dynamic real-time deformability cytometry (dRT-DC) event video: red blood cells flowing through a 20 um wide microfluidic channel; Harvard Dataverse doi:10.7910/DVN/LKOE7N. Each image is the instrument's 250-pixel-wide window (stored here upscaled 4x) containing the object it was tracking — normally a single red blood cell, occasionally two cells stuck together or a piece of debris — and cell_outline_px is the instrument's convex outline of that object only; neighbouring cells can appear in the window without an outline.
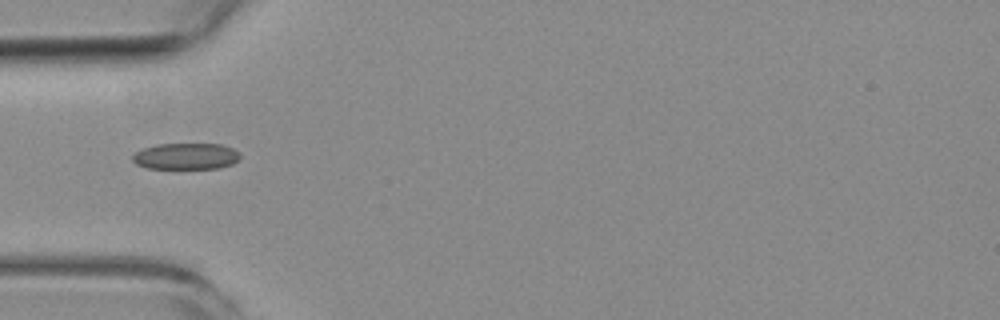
{"species": "common noctule bat (a hibernating species)", "species_latin": "Nyctalus noctula", "temperature_condition": "room temperature", "stored_images_in_passage": 3, "camera_frame_rate_fps": 3000, "um_per_image_px": 0.085, "animal": {"sex": "female", "body_mass_g": 19.3, "forearm_length_mm": 54.1}, "frame": {"image": 1, "passage_image": 1, "time_ms": 0.0, "image_size_px": [1000, 320], "cell_outline_px": [[240, 160], [232, 164], [220, 168], [148, 168], [136, 164], [132, 160], [132, 156], [136, 152], [144, 148], [156, 144], [220, 144], [232, 148], [240, 152]], "centroid_in_image_um": [15.84, 13.28], "position_along_channel_um": 69.2, "area_um2": 16.53}}
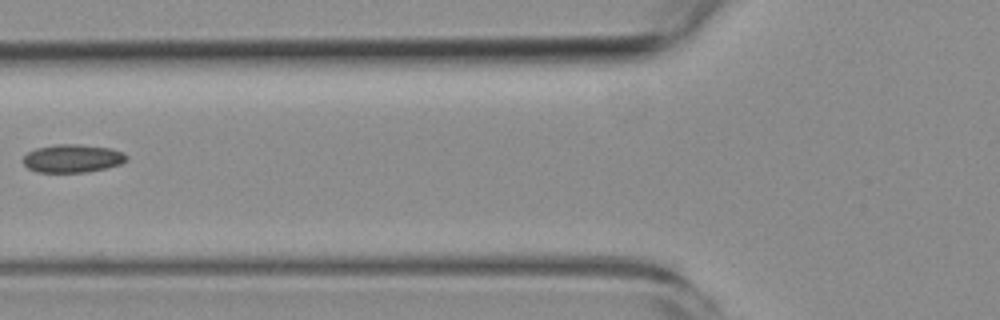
{"frame": {"image": 2, "passage_image": 2, "time_ms": 1.333, "image_size_px": [1000, 320], "cell_outline_px": [[128, 160], [120, 164], [88, 172], [36, 172], [28, 168], [20, 160], [28, 152], [36, 148], [56, 144], [80, 144], [112, 148], [124, 152], [128, 156]], "centroid_in_image_um": [6.16, 13.46], "position_along_channel_um": 119.6, "area_um2": 17.17}}
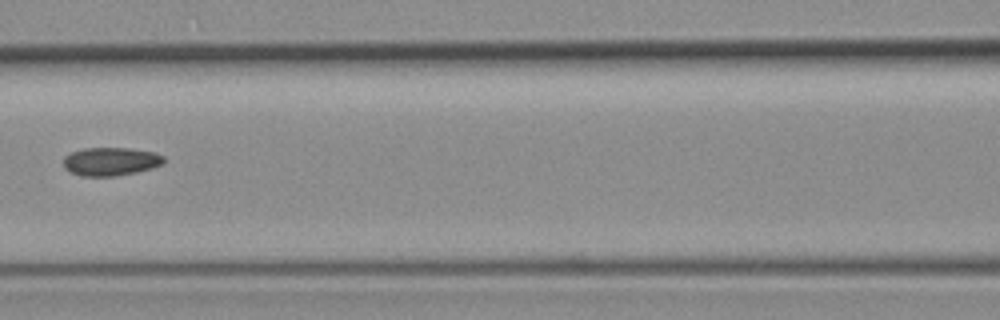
{"frame": {"image": 3, "passage_image": 3, "time_ms": 2.333, "image_size_px": [1000, 320], "cell_outline_px": [[164, 164], [152, 168], [136, 172], [116, 176], [80, 176], [68, 172], [64, 168], [64, 156], [72, 152], [84, 148], [128, 148], [156, 152], [164, 156]], "centroid_in_image_um": [9.41, 13.73], "position_along_channel_um": 157.2, "area_um2": 16.76}}